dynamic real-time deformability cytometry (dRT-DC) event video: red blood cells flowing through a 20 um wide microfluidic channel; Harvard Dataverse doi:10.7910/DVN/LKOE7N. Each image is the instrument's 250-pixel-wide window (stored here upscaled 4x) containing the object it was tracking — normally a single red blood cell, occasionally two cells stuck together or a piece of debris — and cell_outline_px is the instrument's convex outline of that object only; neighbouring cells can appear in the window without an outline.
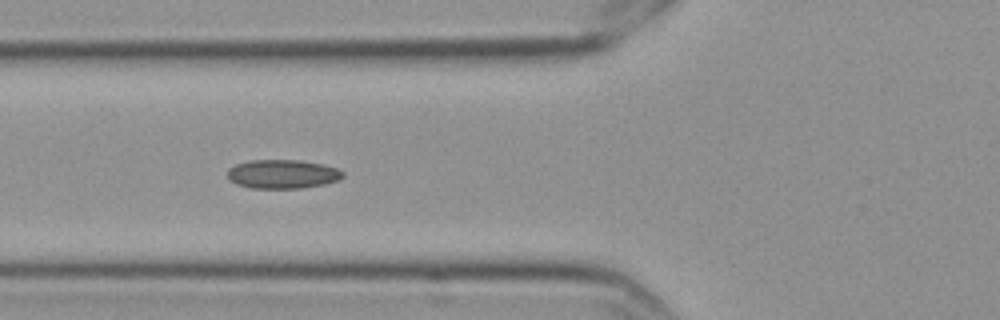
{"species": "Egyptian fruit bat (a non-hibernating species)", "species_latin": "Rousettus aegyptiacus", "temperature_condition": "cold", "stored_images_in_passage": 5, "camera_frame_rate_fps": 3000, "um_per_image_px": 0.085, "frame": {"image": 1, "passage_image": 3, "time_ms": 0.667, "image_size_px": [1000, 320], "cell_outline_px": [[344, 176], [340, 180], [324, 184], [300, 188], [252, 188], [236, 184], [228, 180], [228, 168], [236, 164], [248, 160], [300, 160], [320, 164], [336, 168], [344, 172]], "centroid_in_image_um": [24.0, 14.79], "position_along_channel_um": 101.8, "area_um2": 19.48}}
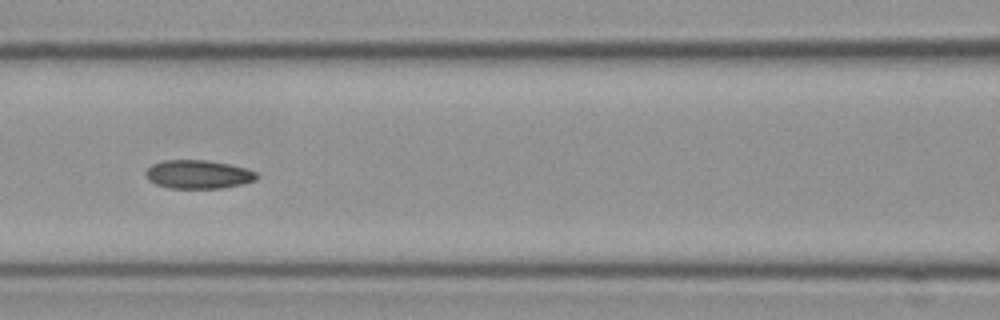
{"frame": {"image": 2, "passage_image": 4, "time_ms": 1.0, "image_size_px": [1000, 320], "cell_outline_px": [[256, 180], [244, 184], [224, 188], [168, 188], [156, 184], [148, 180], [148, 168], [152, 164], [164, 160], [204, 160], [228, 164], [244, 168], [256, 172]], "centroid_in_image_um": [16.86, 14.83], "position_along_channel_um": 149.7, "area_um2": 18.26}}
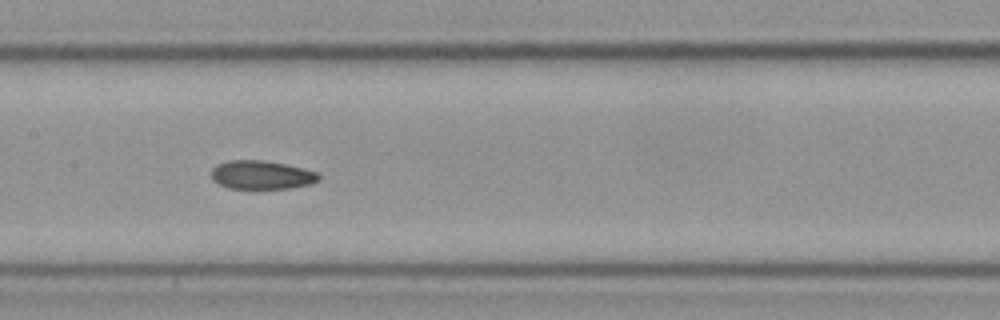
{"frame": {"image": 3, "passage_image": 5, "time_ms": 1.333, "image_size_px": [1000, 320], "cell_outline_px": [[320, 180], [312, 184], [288, 188], [228, 188], [212, 180], [212, 168], [216, 164], [228, 160], [264, 160], [304, 168], [316, 172], [320, 176]], "centroid_in_image_um": [22.23, 14.86], "position_along_channel_um": 185.2, "area_um2": 17.92}}